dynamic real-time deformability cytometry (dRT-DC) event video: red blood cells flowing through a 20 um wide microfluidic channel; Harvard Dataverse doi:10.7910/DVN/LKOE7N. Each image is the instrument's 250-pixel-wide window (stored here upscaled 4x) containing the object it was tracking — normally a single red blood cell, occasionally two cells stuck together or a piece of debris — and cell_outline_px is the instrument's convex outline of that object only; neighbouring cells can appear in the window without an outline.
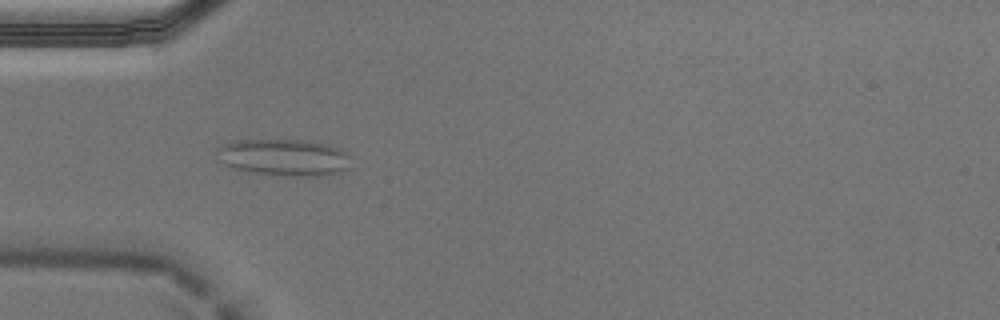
{"species": "Egyptian fruit bat (a non-hibernating species)", "species_latin": "Rousettus aegyptiacus", "temperature_condition": "cold", "stored_images_in_passage": 54, "camera_frame_rate_fps": 3000, "um_per_image_px": 0.085, "animal": {"sex": "male"}, "frame": {"image": 1, "passage_image": 16, "time_ms": 5.0, "image_size_px": [1000, 320], "cell_outline_px": [[352, 168], [340, 172], [324, 176], [284, 176], [256, 172], [232, 168], [216, 160], [216, 148], [232, 140], [304, 140], [328, 144], [340, 148], [348, 152], [352, 156]], "centroid_in_image_um": [24.2, 13.38], "position_along_channel_um": 60.8, "area_um2": 29.48}}